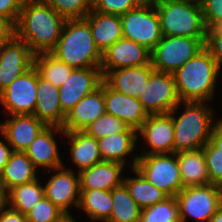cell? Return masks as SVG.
<instances>
[{
  "label": "cell",
  "mask_w": 222,
  "mask_h": 222,
  "mask_svg": "<svg viewBox=\"0 0 222 222\" xmlns=\"http://www.w3.org/2000/svg\"><path fill=\"white\" fill-rule=\"evenodd\" d=\"M65 19L46 2L26 3L20 10L15 35L34 53L51 52L60 38Z\"/></svg>",
  "instance_id": "cell-1"
},
{
  "label": "cell",
  "mask_w": 222,
  "mask_h": 222,
  "mask_svg": "<svg viewBox=\"0 0 222 222\" xmlns=\"http://www.w3.org/2000/svg\"><path fill=\"white\" fill-rule=\"evenodd\" d=\"M219 72L216 61L204 47L172 74L180 101H212Z\"/></svg>",
  "instance_id": "cell-2"
},
{
  "label": "cell",
  "mask_w": 222,
  "mask_h": 222,
  "mask_svg": "<svg viewBox=\"0 0 222 222\" xmlns=\"http://www.w3.org/2000/svg\"><path fill=\"white\" fill-rule=\"evenodd\" d=\"M73 69L100 67L102 53L96 47L88 21L65 20L56 47L51 51Z\"/></svg>",
  "instance_id": "cell-3"
},
{
  "label": "cell",
  "mask_w": 222,
  "mask_h": 222,
  "mask_svg": "<svg viewBox=\"0 0 222 222\" xmlns=\"http://www.w3.org/2000/svg\"><path fill=\"white\" fill-rule=\"evenodd\" d=\"M184 104L183 114L175 117L178 108ZM214 111L205 102H180L171 112L174 124V153L202 149L210 141L215 125Z\"/></svg>",
  "instance_id": "cell-4"
},
{
  "label": "cell",
  "mask_w": 222,
  "mask_h": 222,
  "mask_svg": "<svg viewBox=\"0 0 222 222\" xmlns=\"http://www.w3.org/2000/svg\"><path fill=\"white\" fill-rule=\"evenodd\" d=\"M160 21L162 36L205 38L200 3L186 0H152Z\"/></svg>",
  "instance_id": "cell-5"
},
{
  "label": "cell",
  "mask_w": 222,
  "mask_h": 222,
  "mask_svg": "<svg viewBox=\"0 0 222 222\" xmlns=\"http://www.w3.org/2000/svg\"><path fill=\"white\" fill-rule=\"evenodd\" d=\"M131 170L137 169L151 184L169 197L183 189L179 163L175 153L133 155Z\"/></svg>",
  "instance_id": "cell-6"
},
{
  "label": "cell",
  "mask_w": 222,
  "mask_h": 222,
  "mask_svg": "<svg viewBox=\"0 0 222 222\" xmlns=\"http://www.w3.org/2000/svg\"><path fill=\"white\" fill-rule=\"evenodd\" d=\"M204 39L162 36L150 51V63L156 71L173 74L204 48Z\"/></svg>",
  "instance_id": "cell-7"
},
{
  "label": "cell",
  "mask_w": 222,
  "mask_h": 222,
  "mask_svg": "<svg viewBox=\"0 0 222 222\" xmlns=\"http://www.w3.org/2000/svg\"><path fill=\"white\" fill-rule=\"evenodd\" d=\"M123 38L133 40L151 51L162 38L160 21L152 0L121 15Z\"/></svg>",
  "instance_id": "cell-8"
},
{
  "label": "cell",
  "mask_w": 222,
  "mask_h": 222,
  "mask_svg": "<svg viewBox=\"0 0 222 222\" xmlns=\"http://www.w3.org/2000/svg\"><path fill=\"white\" fill-rule=\"evenodd\" d=\"M176 199L181 222H185L187 218L196 222H209L222 205V189L213 184L189 186L183 188Z\"/></svg>",
  "instance_id": "cell-9"
},
{
  "label": "cell",
  "mask_w": 222,
  "mask_h": 222,
  "mask_svg": "<svg viewBox=\"0 0 222 222\" xmlns=\"http://www.w3.org/2000/svg\"><path fill=\"white\" fill-rule=\"evenodd\" d=\"M148 115L170 113L181 101L173 75L154 70L138 98Z\"/></svg>",
  "instance_id": "cell-10"
},
{
  "label": "cell",
  "mask_w": 222,
  "mask_h": 222,
  "mask_svg": "<svg viewBox=\"0 0 222 222\" xmlns=\"http://www.w3.org/2000/svg\"><path fill=\"white\" fill-rule=\"evenodd\" d=\"M36 90L37 70L32 66L0 92V104L9 115L34 114Z\"/></svg>",
  "instance_id": "cell-11"
},
{
  "label": "cell",
  "mask_w": 222,
  "mask_h": 222,
  "mask_svg": "<svg viewBox=\"0 0 222 222\" xmlns=\"http://www.w3.org/2000/svg\"><path fill=\"white\" fill-rule=\"evenodd\" d=\"M103 75L100 67L73 69L68 79L59 87V99L66 115L84 96L100 87Z\"/></svg>",
  "instance_id": "cell-12"
},
{
  "label": "cell",
  "mask_w": 222,
  "mask_h": 222,
  "mask_svg": "<svg viewBox=\"0 0 222 222\" xmlns=\"http://www.w3.org/2000/svg\"><path fill=\"white\" fill-rule=\"evenodd\" d=\"M34 55L16 35L0 48V92L33 66Z\"/></svg>",
  "instance_id": "cell-13"
},
{
  "label": "cell",
  "mask_w": 222,
  "mask_h": 222,
  "mask_svg": "<svg viewBox=\"0 0 222 222\" xmlns=\"http://www.w3.org/2000/svg\"><path fill=\"white\" fill-rule=\"evenodd\" d=\"M139 135L150 147L142 155L174 153V124L170 113L148 115L137 130V138Z\"/></svg>",
  "instance_id": "cell-14"
},
{
  "label": "cell",
  "mask_w": 222,
  "mask_h": 222,
  "mask_svg": "<svg viewBox=\"0 0 222 222\" xmlns=\"http://www.w3.org/2000/svg\"><path fill=\"white\" fill-rule=\"evenodd\" d=\"M150 63V51L133 40L120 38L104 52L100 69L103 77L111 70Z\"/></svg>",
  "instance_id": "cell-15"
},
{
  "label": "cell",
  "mask_w": 222,
  "mask_h": 222,
  "mask_svg": "<svg viewBox=\"0 0 222 222\" xmlns=\"http://www.w3.org/2000/svg\"><path fill=\"white\" fill-rule=\"evenodd\" d=\"M57 173L52 174L44 186L45 196L63 212H69L68 208L74 205L78 208L80 202L79 174H74L73 169L65 165L54 169Z\"/></svg>",
  "instance_id": "cell-16"
},
{
  "label": "cell",
  "mask_w": 222,
  "mask_h": 222,
  "mask_svg": "<svg viewBox=\"0 0 222 222\" xmlns=\"http://www.w3.org/2000/svg\"><path fill=\"white\" fill-rule=\"evenodd\" d=\"M0 123V132L5 136L12 151L25 152L37 135L47 127L34 114L11 115Z\"/></svg>",
  "instance_id": "cell-17"
},
{
  "label": "cell",
  "mask_w": 222,
  "mask_h": 222,
  "mask_svg": "<svg viewBox=\"0 0 222 222\" xmlns=\"http://www.w3.org/2000/svg\"><path fill=\"white\" fill-rule=\"evenodd\" d=\"M55 133L65 135L62 127L47 126L37 135L25 151L37 170L41 167L45 168L44 173L47 170L46 168L50 172L64 166V162L59 155L56 139L54 138Z\"/></svg>",
  "instance_id": "cell-18"
},
{
  "label": "cell",
  "mask_w": 222,
  "mask_h": 222,
  "mask_svg": "<svg viewBox=\"0 0 222 222\" xmlns=\"http://www.w3.org/2000/svg\"><path fill=\"white\" fill-rule=\"evenodd\" d=\"M103 92L106 113L121 119L137 131L148 117L140 101L115 91L104 80Z\"/></svg>",
  "instance_id": "cell-19"
},
{
  "label": "cell",
  "mask_w": 222,
  "mask_h": 222,
  "mask_svg": "<svg viewBox=\"0 0 222 222\" xmlns=\"http://www.w3.org/2000/svg\"><path fill=\"white\" fill-rule=\"evenodd\" d=\"M106 112L103 81L99 88L84 96L67 114L62 129L66 132L83 131Z\"/></svg>",
  "instance_id": "cell-20"
},
{
  "label": "cell",
  "mask_w": 222,
  "mask_h": 222,
  "mask_svg": "<svg viewBox=\"0 0 222 222\" xmlns=\"http://www.w3.org/2000/svg\"><path fill=\"white\" fill-rule=\"evenodd\" d=\"M154 70L151 63L118 68L109 71L103 80L115 91L138 99Z\"/></svg>",
  "instance_id": "cell-21"
},
{
  "label": "cell",
  "mask_w": 222,
  "mask_h": 222,
  "mask_svg": "<svg viewBox=\"0 0 222 222\" xmlns=\"http://www.w3.org/2000/svg\"><path fill=\"white\" fill-rule=\"evenodd\" d=\"M124 165L118 162L102 161L89 168L81 170L79 174L80 190L111 191L123 183L121 177Z\"/></svg>",
  "instance_id": "cell-22"
},
{
  "label": "cell",
  "mask_w": 222,
  "mask_h": 222,
  "mask_svg": "<svg viewBox=\"0 0 222 222\" xmlns=\"http://www.w3.org/2000/svg\"><path fill=\"white\" fill-rule=\"evenodd\" d=\"M37 104L34 115L47 126L62 127L66 115L63 113L59 87L41 78L37 72Z\"/></svg>",
  "instance_id": "cell-23"
},
{
  "label": "cell",
  "mask_w": 222,
  "mask_h": 222,
  "mask_svg": "<svg viewBox=\"0 0 222 222\" xmlns=\"http://www.w3.org/2000/svg\"><path fill=\"white\" fill-rule=\"evenodd\" d=\"M88 21L96 47L104 52L123 37L121 17L94 10L85 17Z\"/></svg>",
  "instance_id": "cell-24"
},
{
  "label": "cell",
  "mask_w": 222,
  "mask_h": 222,
  "mask_svg": "<svg viewBox=\"0 0 222 222\" xmlns=\"http://www.w3.org/2000/svg\"><path fill=\"white\" fill-rule=\"evenodd\" d=\"M137 141V131L130 127L125 132L97 139L102 161L118 162L125 166V159L133 153Z\"/></svg>",
  "instance_id": "cell-25"
},
{
  "label": "cell",
  "mask_w": 222,
  "mask_h": 222,
  "mask_svg": "<svg viewBox=\"0 0 222 222\" xmlns=\"http://www.w3.org/2000/svg\"><path fill=\"white\" fill-rule=\"evenodd\" d=\"M70 144V158L75 166L81 170L102 162L97 139L88 135L85 131L66 132L65 135Z\"/></svg>",
  "instance_id": "cell-26"
},
{
  "label": "cell",
  "mask_w": 222,
  "mask_h": 222,
  "mask_svg": "<svg viewBox=\"0 0 222 222\" xmlns=\"http://www.w3.org/2000/svg\"><path fill=\"white\" fill-rule=\"evenodd\" d=\"M179 163L183 188L209 184L203 149L175 153Z\"/></svg>",
  "instance_id": "cell-27"
},
{
  "label": "cell",
  "mask_w": 222,
  "mask_h": 222,
  "mask_svg": "<svg viewBox=\"0 0 222 222\" xmlns=\"http://www.w3.org/2000/svg\"><path fill=\"white\" fill-rule=\"evenodd\" d=\"M0 176L7 192L15 186L38 179L37 169L27 154L15 151L11 153Z\"/></svg>",
  "instance_id": "cell-28"
},
{
  "label": "cell",
  "mask_w": 222,
  "mask_h": 222,
  "mask_svg": "<svg viewBox=\"0 0 222 222\" xmlns=\"http://www.w3.org/2000/svg\"><path fill=\"white\" fill-rule=\"evenodd\" d=\"M135 177H126L123 183L129 190L130 196L141 209L153 206L169 197L162 190L151 184L137 169L133 168Z\"/></svg>",
  "instance_id": "cell-29"
},
{
  "label": "cell",
  "mask_w": 222,
  "mask_h": 222,
  "mask_svg": "<svg viewBox=\"0 0 222 222\" xmlns=\"http://www.w3.org/2000/svg\"><path fill=\"white\" fill-rule=\"evenodd\" d=\"M111 191L80 190L78 208L83 209L92 221L106 222L112 211Z\"/></svg>",
  "instance_id": "cell-30"
},
{
  "label": "cell",
  "mask_w": 222,
  "mask_h": 222,
  "mask_svg": "<svg viewBox=\"0 0 222 222\" xmlns=\"http://www.w3.org/2000/svg\"><path fill=\"white\" fill-rule=\"evenodd\" d=\"M111 197L112 211L106 222H139L141 208L130 196L124 183L111 190Z\"/></svg>",
  "instance_id": "cell-31"
},
{
  "label": "cell",
  "mask_w": 222,
  "mask_h": 222,
  "mask_svg": "<svg viewBox=\"0 0 222 222\" xmlns=\"http://www.w3.org/2000/svg\"><path fill=\"white\" fill-rule=\"evenodd\" d=\"M43 196L44 186L36 179L10 189L7 193V206L27 215Z\"/></svg>",
  "instance_id": "cell-32"
},
{
  "label": "cell",
  "mask_w": 222,
  "mask_h": 222,
  "mask_svg": "<svg viewBox=\"0 0 222 222\" xmlns=\"http://www.w3.org/2000/svg\"><path fill=\"white\" fill-rule=\"evenodd\" d=\"M33 66L41 78L51 82L56 87H60L73 71L72 67L61 62L51 52L35 54Z\"/></svg>",
  "instance_id": "cell-33"
},
{
  "label": "cell",
  "mask_w": 222,
  "mask_h": 222,
  "mask_svg": "<svg viewBox=\"0 0 222 222\" xmlns=\"http://www.w3.org/2000/svg\"><path fill=\"white\" fill-rule=\"evenodd\" d=\"M139 222H181L176 197H167L164 201L141 209Z\"/></svg>",
  "instance_id": "cell-34"
},
{
  "label": "cell",
  "mask_w": 222,
  "mask_h": 222,
  "mask_svg": "<svg viewBox=\"0 0 222 222\" xmlns=\"http://www.w3.org/2000/svg\"><path fill=\"white\" fill-rule=\"evenodd\" d=\"M128 128L129 126L124 121L105 112L83 131L95 139H99L111 134L125 132Z\"/></svg>",
  "instance_id": "cell-35"
},
{
  "label": "cell",
  "mask_w": 222,
  "mask_h": 222,
  "mask_svg": "<svg viewBox=\"0 0 222 222\" xmlns=\"http://www.w3.org/2000/svg\"><path fill=\"white\" fill-rule=\"evenodd\" d=\"M65 20L85 18L92 10V0H46Z\"/></svg>",
  "instance_id": "cell-36"
},
{
  "label": "cell",
  "mask_w": 222,
  "mask_h": 222,
  "mask_svg": "<svg viewBox=\"0 0 222 222\" xmlns=\"http://www.w3.org/2000/svg\"><path fill=\"white\" fill-rule=\"evenodd\" d=\"M202 149L208 169L209 184L222 187V151L210 141Z\"/></svg>",
  "instance_id": "cell-37"
},
{
  "label": "cell",
  "mask_w": 222,
  "mask_h": 222,
  "mask_svg": "<svg viewBox=\"0 0 222 222\" xmlns=\"http://www.w3.org/2000/svg\"><path fill=\"white\" fill-rule=\"evenodd\" d=\"M146 0H92V10L112 15H124Z\"/></svg>",
  "instance_id": "cell-38"
},
{
  "label": "cell",
  "mask_w": 222,
  "mask_h": 222,
  "mask_svg": "<svg viewBox=\"0 0 222 222\" xmlns=\"http://www.w3.org/2000/svg\"><path fill=\"white\" fill-rule=\"evenodd\" d=\"M63 211L43 196L26 215L28 222H53Z\"/></svg>",
  "instance_id": "cell-39"
},
{
  "label": "cell",
  "mask_w": 222,
  "mask_h": 222,
  "mask_svg": "<svg viewBox=\"0 0 222 222\" xmlns=\"http://www.w3.org/2000/svg\"><path fill=\"white\" fill-rule=\"evenodd\" d=\"M23 5L22 0H0V18L10 21L16 26Z\"/></svg>",
  "instance_id": "cell-40"
},
{
  "label": "cell",
  "mask_w": 222,
  "mask_h": 222,
  "mask_svg": "<svg viewBox=\"0 0 222 222\" xmlns=\"http://www.w3.org/2000/svg\"><path fill=\"white\" fill-rule=\"evenodd\" d=\"M201 6L205 25L209 21L222 20V0H204Z\"/></svg>",
  "instance_id": "cell-41"
},
{
  "label": "cell",
  "mask_w": 222,
  "mask_h": 222,
  "mask_svg": "<svg viewBox=\"0 0 222 222\" xmlns=\"http://www.w3.org/2000/svg\"><path fill=\"white\" fill-rule=\"evenodd\" d=\"M204 47L210 52L220 71L222 68V36L212 37Z\"/></svg>",
  "instance_id": "cell-42"
},
{
  "label": "cell",
  "mask_w": 222,
  "mask_h": 222,
  "mask_svg": "<svg viewBox=\"0 0 222 222\" xmlns=\"http://www.w3.org/2000/svg\"><path fill=\"white\" fill-rule=\"evenodd\" d=\"M0 222H28V220L26 215L9 206H5L0 209Z\"/></svg>",
  "instance_id": "cell-43"
},
{
  "label": "cell",
  "mask_w": 222,
  "mask_h": 222,
  "mask_svg": "<svg viewBox=\"0 0 222 222\" xmlns=\"http://www.w3.org/2000/svg\"><path fill=\"white\" fill-rule=\"evenodd\" d=\"M15 36V26L8 20L0 18V48Z\"/></svg>",
  "instance_id": "cell-44"
},
{
  "label": "cell",
  "mask_w": 222,
  "mask_h": 222,
  "mask_svg": "<svg viewBox=\"0 0 222 222\" xmlns=\"http://www.w3.org/2000/svg\"><path fill=\"white\" fill-rule=\"evenodd\" d=\"M222 36V20L209 21L205 26L204 45L212 38Z\"/></svg>",
  "instance_id": "cell-45"
},
{
  "label": "cell",
  "mask_w": 222,
  "mask_h": 222,
  "mask_svg": "<svg viewBox=\"0 0 222 222\" xmlns=\"http://www.w3.org/2000/svg\"><path fill=\"white\" fill-rule=\"evenodd\" d=\"M0 134L2 137H4V141L0 140V173H1L4 167L6 166L9 157L13 151L11 146L8 144L5 136L1 132Z\"/></svg>",
  "instance_id": "cell-46"
},
{
  "label": "cell",
  "mask_w": 222,
  "mask_h": 222,
  "mask_svg": "<svg viewBox=\"0 0 222 222\" xmlns=\"http://www.w3.org/2000/svg\"><path fill=\"white\" fill-rule=\"evenodd\" d=\"M215 125L210 137V142L217 147L220 151H222V119L220 118L218 121H215Z\"/></svg>",
  "instance_id": "cell-47"
},
{
  "label": "cell",
  "mask_w": 222,
  "mask_h": 222,
  "mask_svg": "<svg viewBox=\"0 0 222 222\" xmlns=\"http://www.w3.org/2000/svg\"><path fill=\"white\" fill-rule=\"evenodd\" d=\"M7 193L0 176V209L7 206Z\"/></svg>",
  "instance_id": "cell-48"
},
{
  "label": "cell",
  "mask_w": 222,
  "mask_h": 222,
  "mask_svg": "<svg viewBox=\"0 0 222 222\" xmlns=\"http://www.w3.org/2000/svg\"><path fill=\"white\" fill-rule=\"evenodd\" d=\"M53 222H77L69 212H63Z\"/></svg>",
  "instance_id": "cell-49"
},
{
  "label": "cell",
  "mask_w": 222,
  "mask_h": 222,
  "mask_svg": "<svg viewBox=\"0 0 222 222\" xmlns=\"http://www.w3.org/2000/svg\"><path fill=\"white\" fill-rule=\"evenodd\" d=\"M209 222H222V205L221 207L215 212V214L211 217Z\"/></svg>",
  "instance_id": "cell-50"
},
{
  "label": "cell",
  "mask_w": 222,
  "mask_h": 222,
  "mask_svg": "<svg viewBox=\"0 0 222 222\" xmlns=\"http://www.w3.org/2000/svg\"><path fill=\"white\" fill-rule=\"evenodd\" d=\"M24 4L26 3H37V2H45L46 0H22Z\"/></svg>",
  "instance_id": "cell-51"
},
{
  "label": "cell",
  "mask_w": 222,
  "mask_h": 222,
  "mask_svg": "<svg viewBox=\"0 0 222 222\" xmlns=\"http://www.w3.org/2000/svg\"><path fill=\"white\" fill-rule=\"evenodd\" d=\"M186 1H192V2H197L201 4L204 0H186Z\"/></svg>",
  "instance_id": "cell-52"
}]
</instances>
